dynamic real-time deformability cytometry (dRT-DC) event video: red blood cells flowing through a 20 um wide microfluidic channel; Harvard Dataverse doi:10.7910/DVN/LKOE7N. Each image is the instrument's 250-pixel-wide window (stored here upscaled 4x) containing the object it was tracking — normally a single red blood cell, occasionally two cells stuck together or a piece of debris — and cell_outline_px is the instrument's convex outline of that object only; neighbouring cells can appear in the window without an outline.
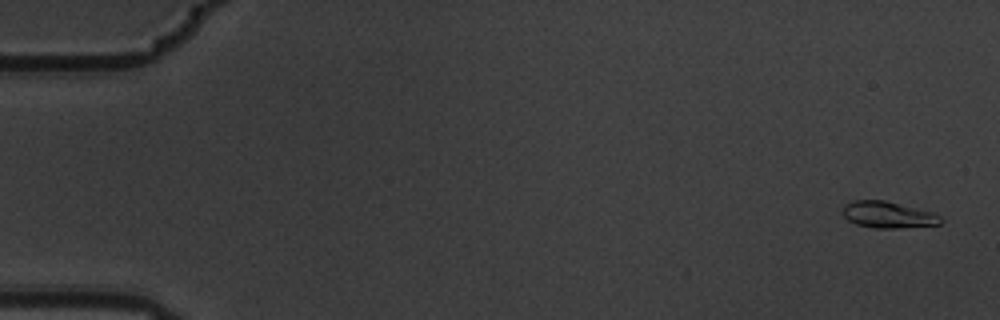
{"species": "common noctule bat (a hibernating species)", "species_latin": "Nyctalus noctula", "temperature_condition": "warm", "stored_images_in_passage": 7, "camera_frame_rate_fps": 3000, "um_per_image_px": 0.085, "animal": {"sex": "male", "body_mass_g": 19.5, "forearm_length_mm": 54.6}, "frame": {"image": 1, "passage_image": 1, "time_ms": 0.0, "image_size_px": [1000, 320], "cell_outline_px": [[944, 220], [940, 224], [896, 228], [876, 228], [856, 224], [848, 220], [844, 216], [844, 204], [852, 200], [884, 200], [932, 212], [940, 216]], "centroid_in_image_um": [75.48, 18.25], "position_along_channel_um": 9.5, "area_um2": 14.97}}
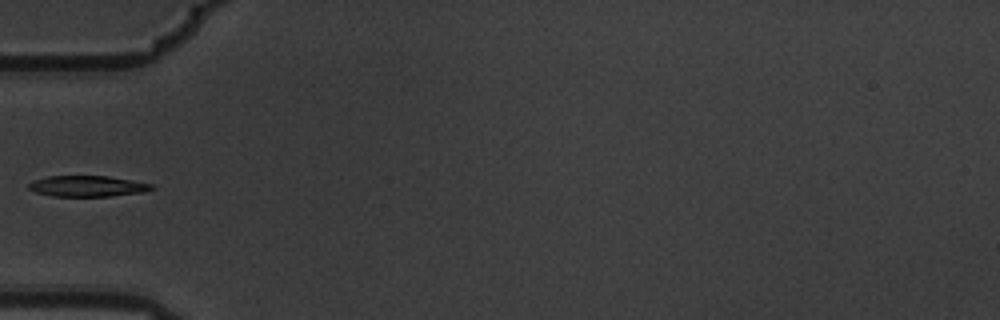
{"frame": {"image": 2, "passage_image": 6, "time_ms": 1.667, "image_size_px": [1000, 320], "cell_outline_px": [[156, 188], [144, 192], [112, 196], [52, 196], [36, 192], [28, 188], [28, 184], [32, 180], [48, 176], [108, 176], [152, 184]], "centroid_in_image_um": [7.43, 15.82], "position_along_channel_um": 77.6, "area_um2": 14.97}}
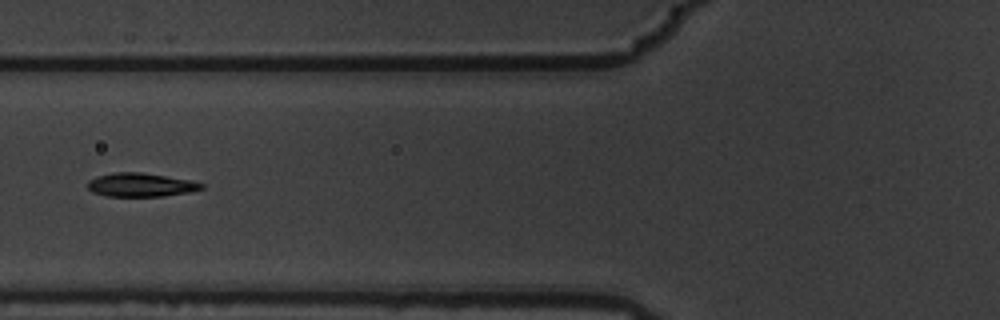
{"frame": {"image": 3, "passage_image": 7, "time_ms": 2.0, "image_size_px": [1000, 320], "cell_outline_px": [[204, 188], [192, 192], [164, 196], [108, 196], [92, 192], [88, 188], [88, 180], [96, 176], [112, 172], [140, 172], [192, 180], [204, 184]], "centroid_in_image_um": [11.98, 15.71], "position_along_channel_um": 113.8, "area_um2": 15.84}}